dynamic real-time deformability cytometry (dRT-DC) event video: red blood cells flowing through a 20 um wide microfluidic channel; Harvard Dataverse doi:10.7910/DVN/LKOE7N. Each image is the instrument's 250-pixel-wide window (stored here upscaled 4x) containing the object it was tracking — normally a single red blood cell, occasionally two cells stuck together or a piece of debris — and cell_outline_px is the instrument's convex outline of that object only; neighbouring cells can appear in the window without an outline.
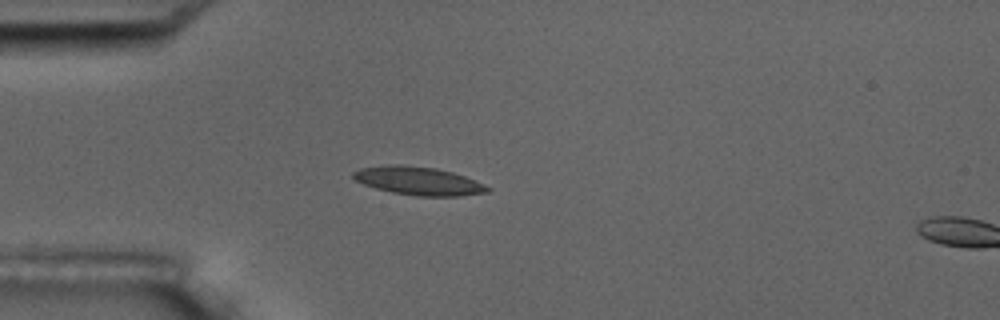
{"species": "common noctule bat (a hibernating species)", "species_latin": "Nyctalus noctula", "temperature_condition": "room temperature", "stored_images_in_passage": 5, "camera_frame_rate_fps": 3000, "um_per_image_px": 0.085, "animal": {"sex": "male", "body_mass_g": 17.5, "forearm_length_mm": 52.3}, "frame": {"image": 1, "passage_image": 4, "time_ms": 3.333, "image_size_px": [1000, 320], "cell_outline_px": [[492, 188], [488, 192], [460, 196], [420, 196], [392, 192], [376, 188], [364, 184], [356, 180], [352, 176], [352, 172], [360, 168], [388, 164], [400, 164], [436, 168], [452, 172], [464, 176], [484, 184]], "centroid_in_image_um": [35.57, 15.37], "position_along_channel_um": 49.4, "area_um2": 22.08}}